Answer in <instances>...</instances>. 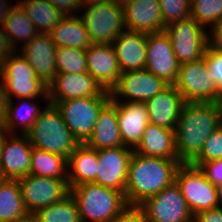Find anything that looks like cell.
Instances as JSON below:
<instances>
[{"instance_id":"1","label":"cell","mask_w":222,"mask_h":222,"mask_svg":"<svg viewBox=\"0 0 222 222\" xmlns=\"http://www.w3.org/2000/svg\"><path fill=\"white\" fill-rule=\"evenodd\" d=\"M179 159L144 156L133 152L125 188L129 206H139L175 181Z\"/></svg>"},{"instance_id":"2","label":"cell","mask_w":222,"mask_h":222,"mask_svg":"<svg viewBox=\"0 0 222 222\" xmlns=\"http://www.w3.org/2000/svg\"><path fill=\"white\" fill-rule=\"evenodd\" d=\"M218 127V111L214 102H185L174 131L180 162L191 163Z\"/></svg>"},{"instance_id":"3","label":"cell","mask_w":222,"mask_h":222,"mask_svg":"<svg viewBox=\"0 0 222 222\" xmlns=\"http://www.w3.org/2000/svg\"><path fill=\"white\" fill-rule=\"evenodd\" d=\"M25 135L34 148L67 159L81 144L64 123L61 112L49 103Z\"/></svg>"},{"instance_id":"4","label":"cell","mask_w":222,"mask_h":222,"mask_svg":"<svg viewBox=\"0 0 222 222\" xmlns=\"http://www.w3.org/2000/svg\"><path fill=\"white\" fill-rule=\"evenodd\" d=\"M70 194L77 203L82 222H108L129 206L123 192L94 182L70 188Z\"/></svg>"},{"instance_id":"5","label":"cell","mask_w":222,"mask_h":222,"mask_svg":"<svg viewBox=\"0 0 222 222\" xmlns=\"http://www.w3.org/2000/svg\"><path fill=\"white\" fill-rule=\"evenodd\" d=\"M14 53L0 68V80L4 85L8 101L13 97L48 101V86L37 76L34 69L22 56Z\"/></svg>"},{"instance_id":"6","label":"cell","mask_w":222,"mask_h":222,"mask_svg":"<svg viewBox=\"0 0 222 222\" xmlns=\"http://www.w3.org/2000/svg\"><path fill=\"white\" fill-rule=\"evenodd\" d=\"M84 7V8H83ZM79 17L86 27L92 44H112L126 29L123 4L116 0L82 6Z\"/></svg>"},{"instance_id":"7","label":"cell","mask_w":222,"mask_h":222,"mask_svg":"<svg viewBox=\"0 0 222 222\" xmlns=\"http://www.w3.org/2000/svg\"><path fill=\"white\" fill-rule=\"evenodd\" d=\"M175 182L193 216L217 208L216 186L206 178L199 167L191 163H181L175 174Z\"/></svg>"},{"instance_id":"8","label":"cell","mask_w":222,"mask_h":222,"mask_svg":"<svg viewBox=\"0 0 222 222\" xmlns=\"http://www.w3.org/2000/svg\"><path fill=\"white\" fill-rule=\"evenodd\" d=\"M179 64L196 62L203 58L209 44V33L191 16L165 27Z\"/></svg>"},{"instance_id":"9","label":"cell","mask_w":222,"mask_h":222,"mask_svg":"<svg viewBox=\"0 0 222 222\" xmlns=\"http://www.w3.org/2000/svg\"><path fill=\"white\" fill-rule=\"evenodd\" d=\"M110 100L111 97H84L59 101L55 106L68 129L84 144L92 134L99 112Z\"/></svg>"},{"instance_id":"10","label":"cell","mask_w":222,"mask_h":222,"mask_svg":"<svg viewBox=\"0 0 222 222\" xmlns=\"http://www.w3.org/2000/svg\"><path fill=\"white\" fill-rule=\"evenodd\" d=\"M139 207L146 222H193L194 216L175 181Z\"/></svg>"},{"instance_id":"11","label":"cell","mask_w":222,"mask_h":222,"mask_svg":"<svg viewBox=\"0 0 222 222\" xmlns=\"http://www.w3.org/2000/svg\"><path fill=\"white\" fill-rule=\"evenodd\" d=\"M176 89L185 102H214L221 94L204 59L180 64Z\"/></svg>"},{"instance_id":"12","label":"cell","mask_w":222,"mask_h":222,"mask_svg":"<svg viewBox=\"0 0 222 222\" xmlns=\"http://www.w3.org/2000/svg\"><path fill=\"white\" fill-rule=\"evenodd\" d=\"M17 181L29 214L57 203L70 194L68 180L28 174Z\"/></svg>"},{"instance_id":"13","label":"cell","mask_w":222,"mask_h":222,"mask_svg":"<svg viewBox=\"0 0 222 222\" xmlns=\"http://www.w3.org/2000/svg\"><path fill=\"white\" fill-rule=\"evenodd\" d=\"M84 97H111L101 84L88 72L80 74L57 73L48 86L49 104Z\"/></svg>"},{"instance_id":"14","label":"cell","mask_w":222,"mask_h":222,"mask_svg":"<svg viewBox=\"0 0 222 222\" xmlns=\"http://www.w3.org/2000/svg\"><path fill=\"white\" fill-rule=\"evenodd\" d=\"M179 66L171 40L165 30L147 34L145 69L169 85H174L178 79Z\"/></svg>"},{"instance_id":"15","label":"cell","mask_w":222,"mask_h":222,"mask_svg":"<svg viewBox=\"0 0 222 222\" xmlns=\"http://www.w3.org/2000/svg\"><path fill=\"white\" fill-rule=\"evenodd\" d=\"M169 84L146 69L121 73L117 85L110 91L111 100L128 98L127 102L145 103Z\"/></svg>"},{"instance_id":"16","label":"cell","mask_w":222,"mask_h":222,"mask_svg":"<svg viewBox=\"0 0 222 222\" xmlns=\"http://www.w3.org/2000/svg\"><path fill=\"white\" fill-rule=\"evenodd\" d=\"M96 184L125 194L128 166L133 149L123 146L97 150Z\"/></svg>"},{"instance_id":"17","label":"cell","mask_w":222,"mask_h":222,"mask_svg":"<svg viewBox=\"0 0 222 222\" xmlns=\"http://www.w3.org/2000/svg\"><path fill=\"white\" fill-rule=\"evenodd\" d=\"M32 151L33 146L26 135L19 133L10 135L4 130L0 156L1 172L10 180H18L30 174Z\"/></svg>"},{"instance_id":"18","label":"cell","mask_w":222,"mask_h":222,"mask_svg":"<svg viewBox=\"0 0 222 222\" xmlns=\"http://www.w3.org/2000/svg\"><path fill=\"white\" fill-rule=\"evenodd\" d=\"M56 45L50 34L38 33L30 42L22 45V56L34 69L38 78L49 86L56 77Z\"/></svg>"},{"instance_id":"19","label":"cell","mask_w":222,"mask_h":222,"mask_svg":"<svg viewBox=\"0 0 222 222\" xmlns=\"http://www.w3.org/2000/svg\"><path fill=\"white\" fill-rule=\"evenodd\" d=\"M86 60L87 72L110 92L122 73L112 44H91L86 49Z\"/></svg>"},{"instance_id":"20","label":"cell","mask_w":222,"mask_h":222,"mask_svg":"<svg viewBox=\"0 0 222 222\" xmlns=\"http://www.w3.org/2000/svg\"><path fill=\"white\" fill-rule=\"evenodd\" d=\"M184 103L176 86L168 85L145 102L149 123L175 131Z\"/></svg>"},{"instance_id":"21","label":"cell","mask_w":222,"mask_h":222,"mask_svg":"<svg viewBox=\"0 0 222 222\" xmlns=\"http://www.w3.org/2000/svg\"><path fill=\"white\" fill-rule=\"evenodd\" d=\"M122 4L128 31L149 34L165 29L159 0H127Z\"/></svg>"},{"instance_id":"22","label":"cell","mask_w":222,"mask_h":222,"mask_svg":"<svg viewBox=\"0 0 222 222\" xmlns=\"http://www.w3.org/2000/svg\"><path fill=\"white\" fill-rule=\"evenodd\" d=\"M116 102V113L124 146L135 149L141 142L144 130L149 124L148 112L145 103Z\"/></svg>"},{"instance_id":"23","label":"cell","mask_w":222,"mask_h":222,"mask_svg":"<svg viewBox=\"0 0 222 222\" xmlns=\"http://www.w3.org/2000/svg\"><path fill=\"white\" fill-rule=\"evenodd\" d=\"M122 73L145 69L147 34L123 31L112 43Z\"/></svg>"},{"instance_id":"24","label":"cell","mask_w":222,"mask_h":222,"mask_svg":"<svg viewBox=\"0 0 222 222\" xmlns=\"http://www.w3.org/2000/svg\"><path fill=\"white\" fill-rule=\"evenodd\" d=\"M84 144L95 150L124 146L117 119L116 102L110 100L101 109L92 134Z\"/></svg>"},{"instance_id":"25","label":"cell","mask_w":222,"mask_h":222,"mask_svg":"<svg viewBox=\"0 0 222 222\" xmlns=\"http://www.w3.org/2000/svg\"><path fill=\"white\" fill-rule=\"evenodd\" d=\"M134 152L144 156L178 159L174 130L149 123Z\"/></svg>"},{"instance_id":"26","label":"cell","mask_w":222,"mask_h":222,"mask_svg":"<svg viewBox=\"0 0 222 222\" xmlns=\"http://www.w3.org/2000/svg\"><path fill=\"white\" fill-rule=\"evenodd\" d=\"M98 166V152L80 144L68 159L69 189L83 183H95Z\"/></svg>"},{"instance_id":"27","label":"cell","mask_w":222,"mask_h":222,"mask_svg":"<svg viewBox=\"0 0 222 222\" xmlns=\"http://www.w3.org/2000/svg\"><path fill=\"white\" fill-rule=\"evenodd\" d=\"M49 34L57 47L86 50L92 44L86 27L77 14L65 15Z\"/></svg>"},{"instance_id":"28","label":"cell","mask_w":222,"mask_h":222,"mask_svg":"<svg viewBox=\"0 0 222 222\" xmlns=\"http://www.w3.org/2000/svg\"><path fill=\"white\" fill-rule=\"evenodd\" d=\"M20 103L14 108V101H7L6 118L3 128L8 134H16V127L21 135H25L31 128L33 122L43 111L32 100V98H20ZM27 100V101H25ZM34 102V103H33Z\"/></svg>"},{"instance_id":"29","label":"cell","mask_w":222,"mask_h":222,"mask_svg":"<svg viewBox=\"0 0 222 222\" xmlns=\"http://www.w3.org/2000/svg\"><path fill=\"white\" fill-rule=\"evenodd\" d=\"M19 2L18 4L34 24L38 33L49 34L65 16L47 0H22Z\"/></svg>"},{"instance_id":"30","label":"cell","mask_w":222,"mask_h":222,"mask_svg":"<svg viewBox=\"0 0 222 222\" xmlns=\"http://www.w3.org/2000/svg\"><path fill=\"white\" fill-rule=\"evenodd\" d=\"M30 174L67 180L68 159L33 147Z\"/></svg>"},{"instance_id":"31","label":"cell","mask_w":222,"mask_h":222,"mask_svg":"<svg viewBox=\"0 0 222 222\" xmlns=\"http://www.w3.org/2000/svg\"><path fill=\"white\" fill-rule=\"evenodd\" d=\"M28 215L18 181L8 179L0 187V222H14Z\"/></svg>"},{"instance_id":"32","label":"cell","mask_w":222,"mask_h":222,"mask_svg":"<svg viewBox=\"0 0 222 222\" xmlns=\"http://www.w3.org/2000/svg\"><path fill=\"white\" fill-rule=\"evenodd\" d=\"M3 29L15 48L18 45L17 40H24L26 44L38 34L34 24L18 3L11 8Z\"/></svg>"},{"instance_id":"33","label":"cell","mask_w":222,"mask_h":222,"mask_svg":"<svg viewBox=\"0 0 222 222\" xmlns=\"http://www.w3.org/2000/svg\"><path fill=\"white\" fill-rule=\"evenodd\" d=\"M38 222H82L78 206L71 194L63 200L33 213Z\"/></svg>"},{"instance_id":"34","label":"cell","mask_w":222,"mask_h":222,"mask_svg":"<svg viewBox=\"0 0 222 222\" xmlns=\"http://www.w3.org/2000/svg\"><path fill=\"white\" fill-rule=\"evenodd\" d=\"M57 73L80 74L87 72L86 50L56 47Z\"/></svg>"},{"instance_id":"35","label":"cell","mask_w":222,"mask_h":222,"mask_svg":"<svg viewBox=\"0 0 222 222\" xmlns=\"http://www.w3.org/2000/svg\"><path fill=\"white\" fill-rule=\"evenodd\" d=\"M190 16L202 27L211 25L212 30L222 21V0H191Z\"/></svg>"},{"instance_id":"36","label":"cell","mask_w":222,"mask_h":222,"mask_svg":"<svg viewBox=\"0 0 222 222\" xmlns=\"http://www.w3.org/2000/svg\"><path fill=\"white\" fill-rule=\"evenodd\" d=\"M163 25L190 17L191 0H159Z\"/></svg>"},{"instance_id":"37","label":"cell","mask_w":222,"mask_h":222,"mask_svg":"<svg viewBox=\"0 0 222 222\" xmlns=\"http://www.w3.org/2000/svg\"><path fill=\"white\" fill-rule=\"evenodd\" d=\"M222 159V127H218L206 140L200 154L191 162L200 167L205 162Z\"/></svg>"},{"instance_id":"38","label":"cell","mask_w":222,"mask_h":222,"mask_svg":"<svg viewBox=\"0 0 222 222\" xmlns=\"http://www.w3.org/2000/svg\"><path fill=\"white\" fill-rule=\"evenodd\" d=\"M203 59L207 70L217 85L218 92L222 94V51L208 44Z\"/></svg>"},{"instance_id":"39","label":"cell","mask_w":222,"mask_h":222,"mask_svg":"<svg viewBox=\"0 0 222 222\" xmlns=\"http://www.w3.org/2000/svg\"><path fill=\"white\" fill-rule=\"evenodd\" d=\"M215 186L222 184V159L205 162L199 167Z\"/></svg>"},{"instance_id":"40","label":"cell","mask_w":222,"mask_h":222,"mask_svg":"<svg viewBox=\"0 0 222 222\" xmlns=\"http://www.w3.org/2000/svg\"><path fill=\"white\" fill-rule=\"evenodd\" d=\"M108 222H146L144 214L139 206H127Z\"/></svg>"},{"instance_id":"41","label":"cell","mask_w":222,"mask_h":222,"mask_svg":"<svg viewBox=\"0 0 222 222\" xmlns=\"http://www.w3.org/2000/svg\"><path fill=\"white\" fill-rule=\"evenodd\" d=\"M2 28H0V68L18 50L13 46Z\"/></svg>"},{"instance_id":"42","label":"cell","mask_w":222,"mask_h":222,"mask_svg":"<svg viewBox=\"0 0 222 222\" xmlns=\"http://www.w3.org/2000/svg\"><path fill=\"white\" fill-rule=\"evenodd\" d=\"M47 1L51 3L54 7L59 9L65 15H72L73 12L79 13V10L81 11L82 8L80 0H47Z\"/></svg>"},{"instance_id":"43","label":"cell","mask_w":222,"mask_h":222,"mask_svg":"<svg viewBox=\"0 0 222 222\" xmlns=\"http://www.w3.org/2000/svg\"><path fill=\"white\" fill-rule=\"evenodd\" d=\"M193 222H222V209L213 208L199 212L193 217Z\"/></svg>"},{"instance_id":"44","label":"cell","mask_w":222,"mask_h":222,"mask_svg":"<svg viewBox=\"0 0 222 222\" xmlns=\"http://www.w3.org/2000/svg\"><path fill=\"white\" fill-rule=\"evenodd\" d=\"M209 33V44L219 51H222V21Z\"/></svg>"},{"instance_id":"45","label":"cell","mask_w":222,"mask_h":222,"mask_svg":"<svg viewBox=\"0 0 222 222\" xmlns=\"http://www.w3.org/2000/svg\"><path fill=\"white\" fill-rule=\"evenodd\" d=\"M7 101L4 85L0 81V128H3L5 122Z\"/></svg>"},{"instance_id":"46","label":"cell","mask_w":222,"mask_h":222,"mask_svg":"<svg viewBox=\"0 0 222 222\" xmlns=\"http://www.w3.org/2000/svg\"><path fill=\"white\" fill-rule=\"evenodd\" d=\"M11 6L7 0H0V26L3 27V24L5 23L8 14L11 10Z\"/></svg>"},{"instance_id":"47","label":"cell","mask_w":222,"mask_h":222,"mask_svg":"<svg viewBox=\"0 0 222 222\" xmlns=\"http://www.w3.org/2000/svg\"><path fill=\"white\" fill-rule=\"evenodd\" d=\"M214 104L218 111L219 126L222 127V94L218 98H216Z\"/></svg>"},{"instance_id":"48","label":"cell","mask_w":222,"mask_h":222,"mask_svg":"<svg viewBox=\"0 0 222 222\" xmlns=\"http://www.w3.org/2000/svg\"><path fill=\"white\" fill-rule=\"evenodd\" d=\"M217 191V208L222 209V184L219 186H216Z\"/></svg>"},{"instance_id":"49","label":"cell","mask_w":222,"mask_h":222,"mask_svg":"<svg viewBox=\"0 0 222 222\" xmlns=\"http://www.w3.org/2000/svg\"><path fill=\"white\" fill-rule=\"evenodd\" d=\"M112 0H80L82 6L98 4V3H105Z\"/></svg>"},{"instance_id":"50","label":"cell","mask_w":222,"mask_h":222,"mask_svg":"<svg viewBox=\"0 0 222 222\" xmlns=\"http://www.w3.org/2000/svg\"><path fill=\"white\" fill-rule=\"evenodd\" d=\"M14 222H38L37 219L33 216V214H29L28 216L22 218V219H19V220H16Z\"/></svg>"},{"instance_id":"51","label":"cell","mask_w":222,"mask_h":222,"mask_svg":"<svg viewBox=\"0 0 222 222\" xmlns=\"http://www.w3.org/2000/svg\"><path fill=\"white\" fill-rule=\"evenodd\" d=\"M3 141H4V129L0 128V156L2 151Z\"/></svg>"},{"instance_id":"52","label":"cell","mask_w":222,"mask_h":222,"mask_svg":"<svg viewBox=\"0 0 222 222\" xmlns=\"http://www.w3.org/2000/svg\"><path fill=\"white\" fill-rule=\"evenodd\" d=\"M8 180V178L1 172L0 170V187L6 183V181Z\"/></svg>"},{"instance_id":"53","label":"cell","mask_w":222,"mask_h":222,"mask_svg":"<svg viewBox=\"0 0 222 222\" xmlns=\"http://www.w3.org/2000/svg\"><path fill=\"white\" fill-rule=\"evenodd\" d=\"M116 1H118L119 3H124L127 0H116Z\"/></svg>"}]
</instances>
